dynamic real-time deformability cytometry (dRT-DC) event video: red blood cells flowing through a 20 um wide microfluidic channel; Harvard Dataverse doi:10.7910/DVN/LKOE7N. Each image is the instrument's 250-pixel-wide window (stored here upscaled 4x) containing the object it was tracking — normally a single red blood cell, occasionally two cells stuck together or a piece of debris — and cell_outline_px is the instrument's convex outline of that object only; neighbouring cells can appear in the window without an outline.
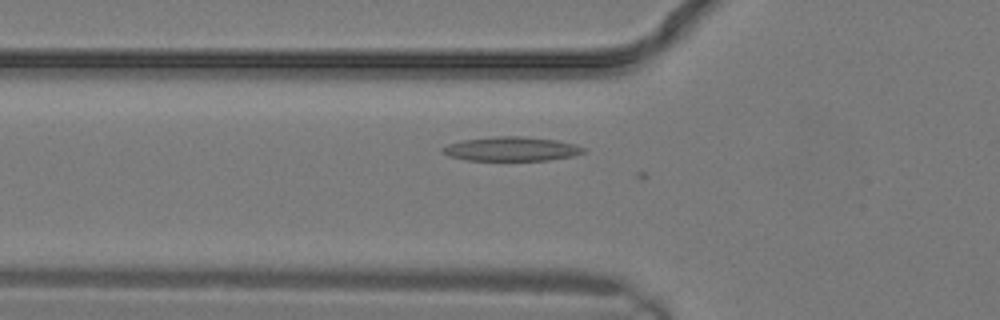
{"species": "common noctule bat (a hibernating species)", "species_latin": "Nyctalus noctula", "temperature_condition": "warm", "stored_images_in_passage": 14, "camera_frame_rate_fps": 3000, "um_per_image_px": 0.085, "animal": {"sex": "male", "body_mass_g": 19.2, "forearm_length_mm": 51.8}, "frame": {"image": 1, "passage_image": 7, "time_ms": 2.0, "image_size_px": [1000, 320], "cell_outline_px": [[588, 148], [584, 152], [572, 156], [548, 160], [468, 160], [448, 156], [440, 152], [440, 148], [448, 144], [464, 140], [492, 136], [524, 136], [556, 140]], "centroid_in_image_um": [43.44, 12.65], "position_along_channel_um": 82.4, "area_um2": 19.88}}
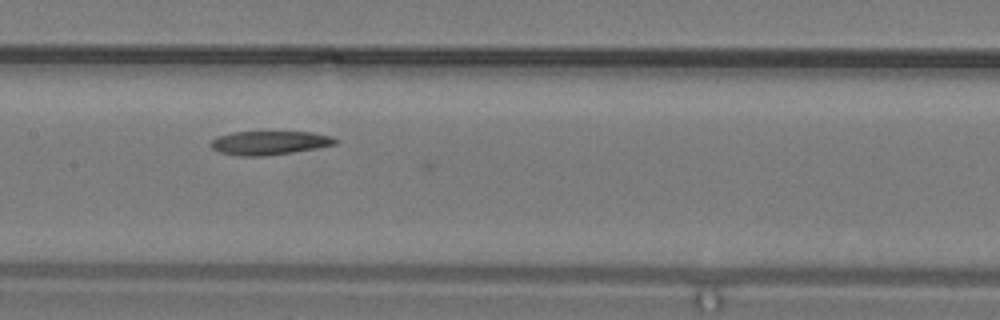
{"frame": {"image": 2, "passage_image": 11, "time_ms": 3.333, "image_size_px": [1000, 320], "cell_outline_px": [[340, 140], [336, 144], [316, 148], [268, 156], [236, 156], [220, 152], [212, 148], [208, 144], [216, 136], [232, 132], [312, 132], [332, 136]], "centroid_in_image_um": [22.88, 12.14], "position_along_channel_um": 184.5, "area_um2": 17.46}}
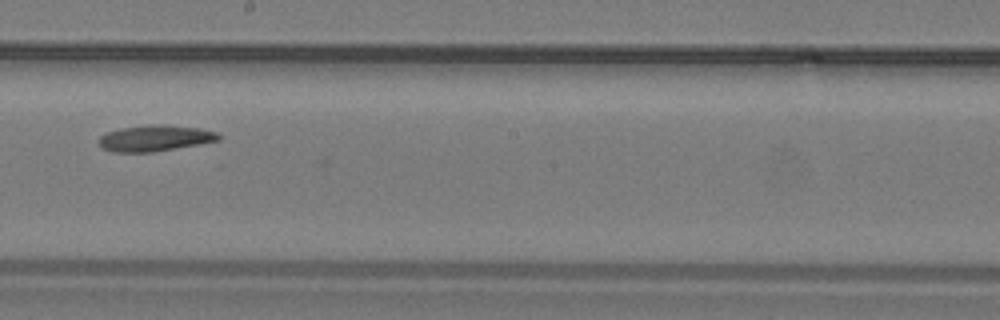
{"frame": {"image": 3, "passage_image": 13, "time_ms": 4.0, "image_size_px": [1000, 320], "cell_outline_px": [[220, 140], [200, 144], [152, 152], [112, 152], [104, 148], [100, 144], [100, 136], [108, 132], [120, 128], [152, 124], [164, 124], [200, 128], [216, 132], [220, 136]], "centroid_in_image_um": [13.2, 11.74], "position_along_channel_um": 235.0, "area_um2": 18.09}}